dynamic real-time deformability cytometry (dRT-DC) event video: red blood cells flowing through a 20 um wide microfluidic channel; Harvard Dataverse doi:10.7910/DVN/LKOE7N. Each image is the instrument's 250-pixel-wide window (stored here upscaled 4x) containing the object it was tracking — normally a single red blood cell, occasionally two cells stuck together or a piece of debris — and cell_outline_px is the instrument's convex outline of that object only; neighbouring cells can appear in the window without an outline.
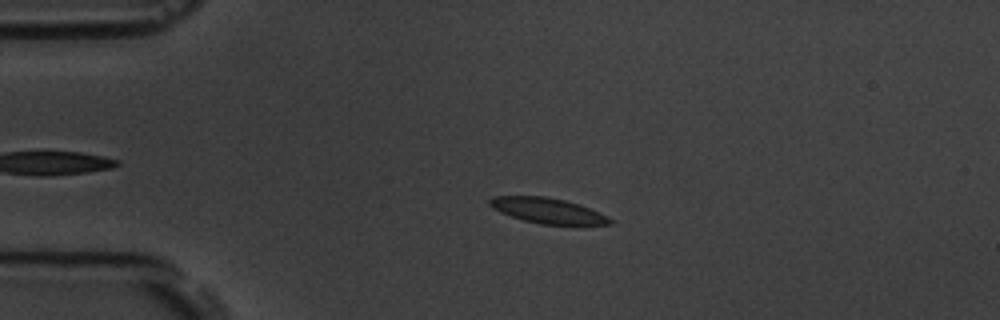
{"species": "common noctule bat (a hibernating species)", "species_latin": "Nyctalus noctula", "temperature_condition": "room temperature", "stored_images_in_passage": 55, "camera_frame_rate_fps": 3000, "um_per_image_px": 0.085, "animal": {"sex": "male", "body_mass_g": 19.5, "forearm_length_mm": 54.6}, "frame": {"image": 1, "passage_image": 12, "time_ms": 3.667, "image_size_px": [1000, 320], "cell_outline_px": [[612, 224], [540, 224], [524, 220], [500, 212], [492, 208], [488, 204], [488, 200], [492, 196], [544, 196], [564, 200], [580, 204], [600, 212], [608, 216], [612, 220]], "centroid_in_image_um": [46.53, 17.89], "position_along_channel_um": 38.5, "area_um2": 17.69}}
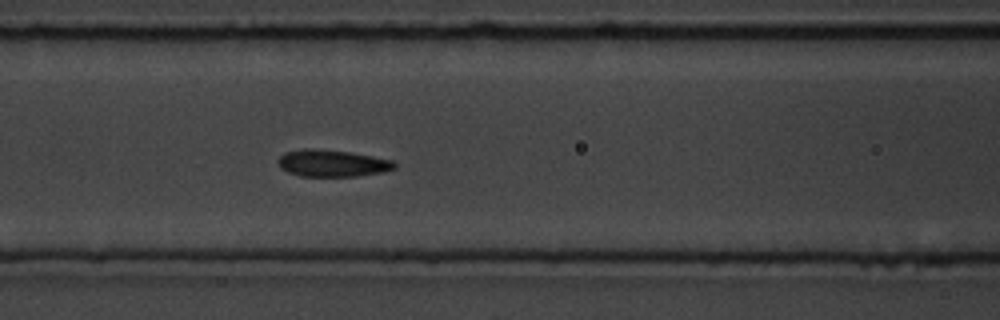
{"frame": {"image": 2, "passage_image": 23, "time_ms": 7.333, "image_size_px": [1000, 320], "cell_outline_px": [[396, 168], [384, 172], [356, 176], [300, 176], [288, 172], [280, 168], [276, 164], [276, 160], [284, 152], [304, 148], [316, 148], [348, 152], [372, 156], [392, 160], [396, 164]], "centroid_in_image_um": [28.19, 13.87], "position_along_channel_um": 138.4, "area_um2": 18.44}}
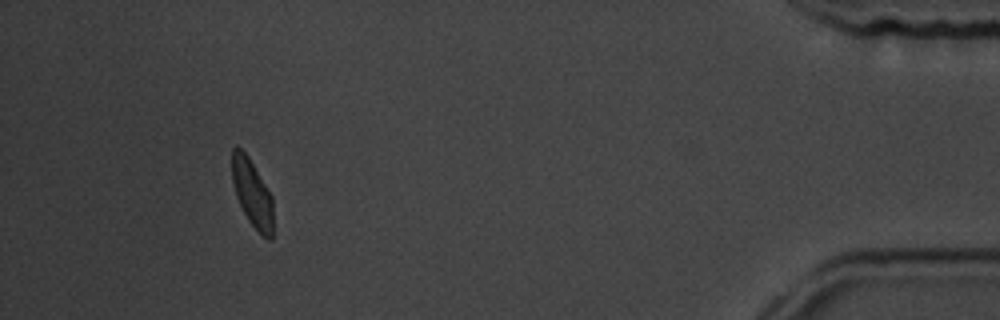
{"frame": {"image": 3, "passage_image": 51, "time_ms": 16.667, "image_size_px": [1000, 320], "cell_outline_px": [[272, 240], [268, 240], [248, 220], [236, 196], [232, 180], [232, 148], [236, 144], [248, 156], [272, 196]], "centroid_in_image_um": [21.42, 16.39], "position_along_channel_um": 413.8, "area_um2": 15.9}, "authors_computed_cell_mechanics": {"area_um2": 17.918, "velocity_mm_per_s": 3.6486, "shape_relaxation_time_tau1_ms": 3.3975, "shape_relaxation_time_tau2_ms": 1.9284, "deformation_change_tau1": 0.1111, "deformation_change_tau2": 0.0525}}